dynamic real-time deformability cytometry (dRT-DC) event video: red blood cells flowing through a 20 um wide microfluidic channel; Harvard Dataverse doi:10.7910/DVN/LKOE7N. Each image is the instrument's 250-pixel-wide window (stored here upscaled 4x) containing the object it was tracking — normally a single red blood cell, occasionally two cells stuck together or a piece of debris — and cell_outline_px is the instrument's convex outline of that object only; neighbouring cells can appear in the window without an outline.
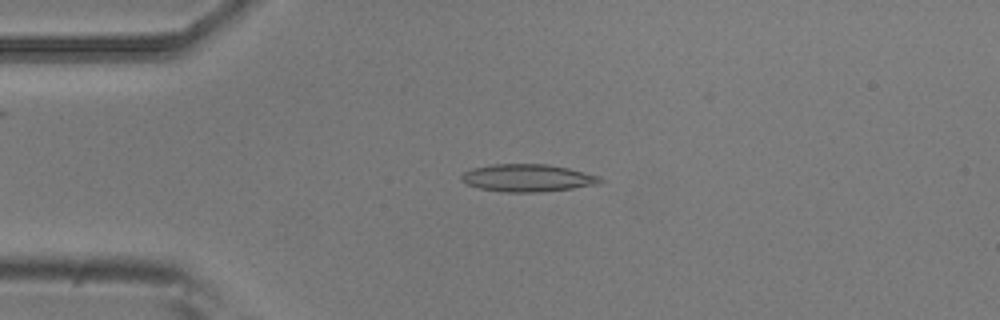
{"species": "common noctule bat (a hibernating species)", "species_latin": "Nyctalus noctula", "temperature_condition": "room temperature", "stored_images_in_passage": 6, "camera_frame_rate_fps": 3000, "um_per_image_px": 0.085, "animal": {"sex": "male", "body_mass_g": 20.5, "forearm_length_mm": 52.5}, "frame": {"image": 1, "passage_image": 3, "time_ms": 3.0, "image_size_px": [1000, 320], "cell_outline_px": [[604, 180], [596, 184], [572, 188], [540, 192], [504, 192], [480, 188], [468, 184], [460, 180], [460, 176], [464, 172], [472, 168], [492, 164], [548, 164], [568, 168], [600, 176]], "centroid_in_image_um": [44.82, 15.12], "position_along_channel_um": 40.2, "area_um2": 22.14}}
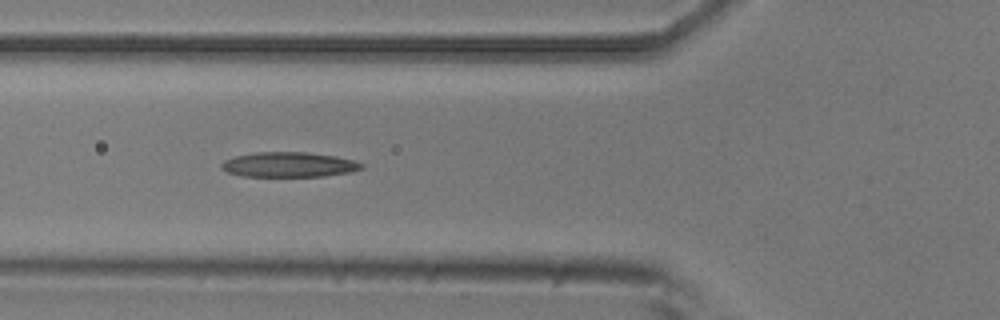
{"frame": {"image": 2, "passage_image": 5, "time_ms": 5.333, "image_size_px": [1000, 320], "cell_outline_px": [[364, 168], [348, 172], [324, 176], [244, 176], [228, 172], [220, 168], [220, 164], [224, 160], [236, 156], [256, 152], [308, 152], [336, 156], [352, 160], [364, 164]], "centroid_in_image_um": [24.55, 13.99], "position_along_channel_um": 101.3, "area_um2": 20.29}}
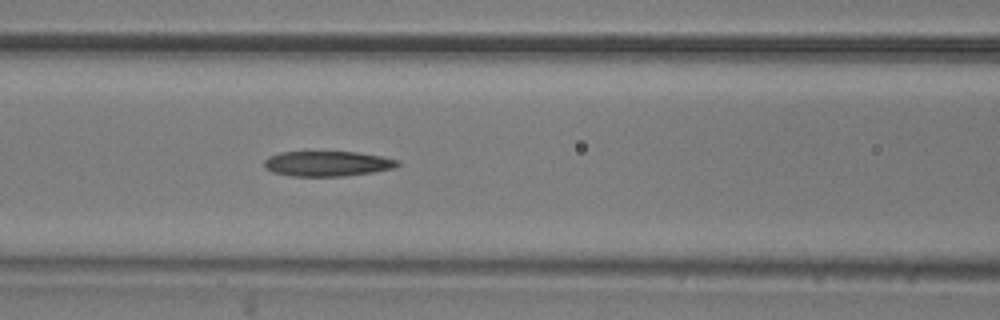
{"frame": {"image": 3, "passage_image": 6, "time_ms": 6.333, "image_size_px": [1000, 320], "cell_outline_px": [[400, 164], [392, 168], [372, 172], [344, 176], [292, 176], [272, 172], [264, 168], [264, 160], [268, 156], [280, 152], [356, 152], [384, 156], [400, 160]], "centroid_in_image_um": [27.81, 13.9], "position_along_channel_um": 138.8, "area_um2": 19.65}}